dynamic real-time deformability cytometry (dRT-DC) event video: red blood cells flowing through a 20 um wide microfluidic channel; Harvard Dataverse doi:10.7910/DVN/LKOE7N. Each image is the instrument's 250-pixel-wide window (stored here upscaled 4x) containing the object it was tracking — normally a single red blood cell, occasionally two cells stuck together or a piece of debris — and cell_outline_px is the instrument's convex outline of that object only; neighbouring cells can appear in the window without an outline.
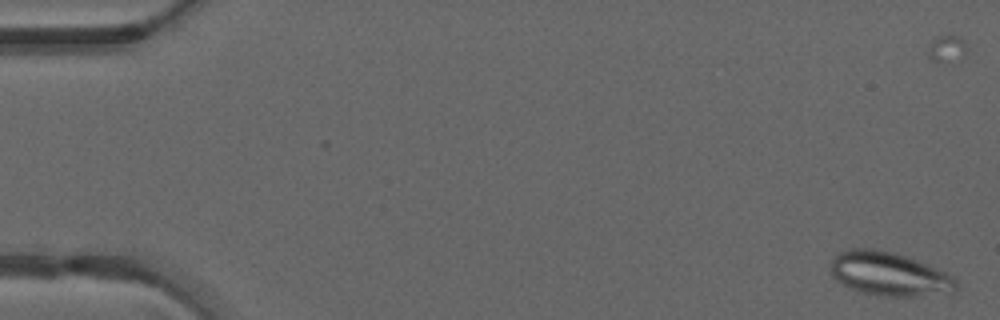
{"species": "common noctule bat (a hibernating species)", "species_latin": "Nyctalus noctula", "temperature_condition": "warm", "stored_images_in_passage": 50, "camera_frame_rate_fps": 3000, "um_per_image_px": 0.085, "animal": {"sex": "male", "forearm_length_mm": 52.5}, "frame": {"image": 1, "passage_image": 1, "time_ms": 0.0, "image_size_px": [1000, 320], "cell_outline_px": [[960, 288], [948, 292], [916, 296], [884, 296], [864, 292], [852, 288], [836, 280], [832, 276], [832, 256], [836, 252], [848, 248], [876, 248], [892, 252], [916, 260], [944, 272], [952, 276], [960, 284]], "centroid_in_image_um": [75.55, 23.26], "position_along_channel_um": 9.4, "area_um2": 31.73}}
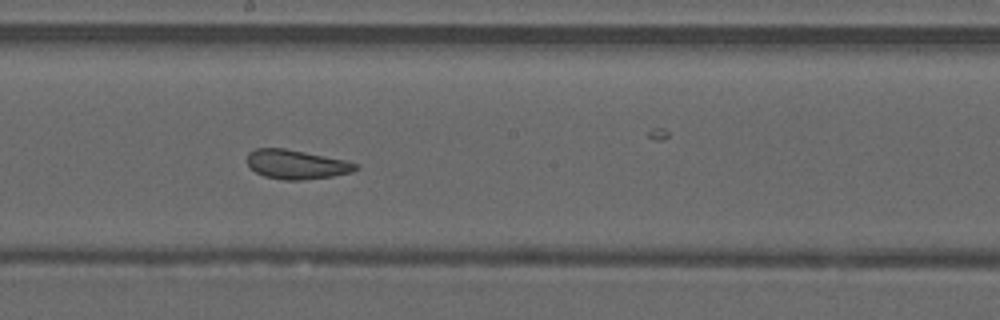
{"frame": {"image": 2, "passage_image": 27, "time_ms": 8.667, "image_size_px": [1000, 320], "cell_outline_px": [[360, 168], [352, 172], [332, 176], [300, 180], [284, 180], [264, 176], [256, 172], [248, 164], [248, 152], [256, 148], [284, 148], [344, 160], [360, 164]], "centroid_in_image_um": [25.21, 13.98], "position_along_channel_um": 223.0, "area_um2": 18.32}}
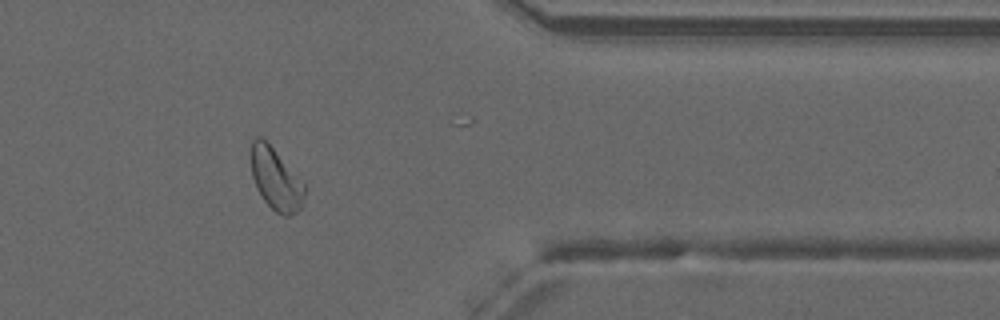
{"frame": {"image": 3, "passage_image": 40, "time_ms": 13.0, "image_size_px": [1000, 320], "cell_outline_px": [[304, 196], [300, 208], [296, 212], [288, 216], [284, 216], [276, 212], [264, 200], [256, 188], [252, 176], [252, 140], [256, 136], [260, 136], [272, 148], [304, 184]], "centroid_in_image_um": [23.42, 15.25], "position_along_channel_um": 388.0, "area_um2": 18.61}, "authors_computed_cell_mechanics": {"area_um2": 20.4323, "velocity_mm_per_s": 4.2002, "shape_relaxation_time_tau1_ms": null, "shape_relaxation_time_tau2_ms": 1.3558, "deformation_change_tau1": null, "deformation_change_tau2": 0.076}}